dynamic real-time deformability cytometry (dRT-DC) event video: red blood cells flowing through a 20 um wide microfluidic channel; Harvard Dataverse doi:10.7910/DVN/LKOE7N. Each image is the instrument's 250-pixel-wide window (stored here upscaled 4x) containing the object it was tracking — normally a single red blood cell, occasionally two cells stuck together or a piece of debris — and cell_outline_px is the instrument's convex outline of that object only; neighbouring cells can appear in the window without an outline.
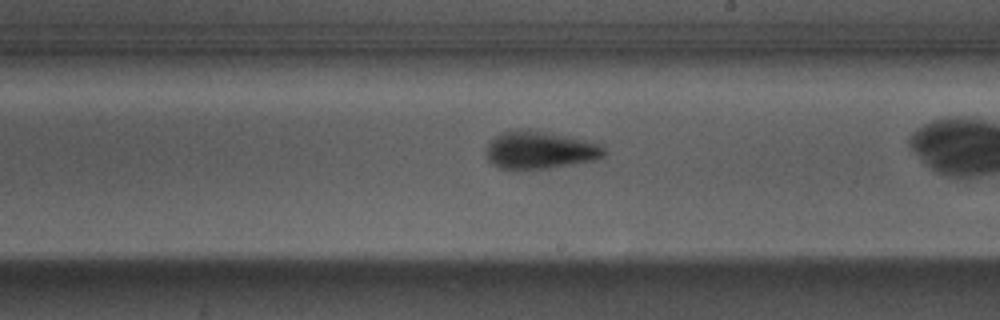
{"species": "Egyptian fruit bat (a non-hibernating species)", "species_latin": "Rousettus aegyptiacus", "temperature_condition": "warm", "stored_images_in_passage": 30, "camera_frame_rate_fps": 3000, "um_per_image_px": 0.085, "animal": {"sex": "male"}, "frame": {"image": 1, "passage_image": 18, "time_ms": 5.667, "image_size_px": [1000, 320], "cell_outline_px": [[604, 156], [592, 160], [572, 164], [548, 168], [520, 172], [500, 168], [492, 164], [488, 160], [488, 144], [496, 136], [504, 132], [516, 128], [528, 128], [600, 140], [604, 144]], "centroid_in_image_um": [45.97, 12.74], "position_along_channel_um": 243.0, "area_um2": 27.11}}